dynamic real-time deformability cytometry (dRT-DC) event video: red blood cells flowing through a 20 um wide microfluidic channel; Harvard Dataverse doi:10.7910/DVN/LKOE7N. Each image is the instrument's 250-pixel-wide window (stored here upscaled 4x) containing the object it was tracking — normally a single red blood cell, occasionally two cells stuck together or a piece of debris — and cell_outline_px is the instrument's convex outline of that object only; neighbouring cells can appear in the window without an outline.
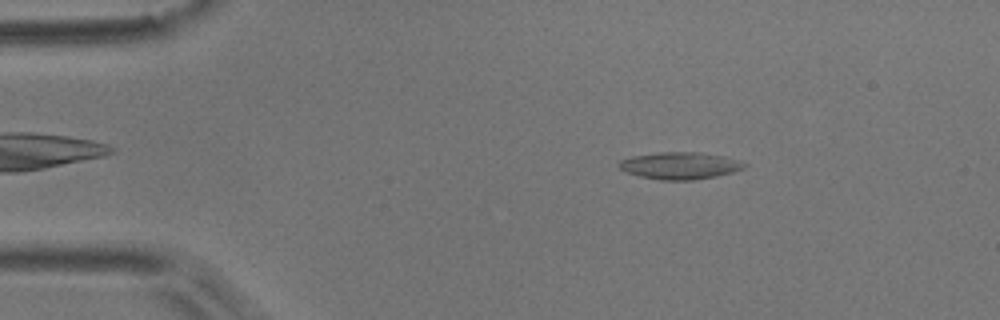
{"species": "common noctule bat (a hibernating species)", "species_latin": "Nyctalus noctula", "temperature_condition": "room temperature", "stored_images_in_passage": 51, "camera_frame_rate_fps": 3000, "um_per_image_px": 0.085, "animal": {"sex": "male", "body_mass_g": 17.9}, "frame": {"image": 1, "passage_image": 7, "time_ms": 2.0, "image_size_px": [1000, 320], "cell_outline_px": [[748, 164], [744, 168], [732, 172], [716, 176], [692, 180], [660, 180], [640, 176], [628, 172], [620, 168], [616, 164], [620, 160], [632, 156], [656, 152], [696, 152], [724, 156], [740, 160]], "centroid_in_image_um": [57.8, 14.07], "position_along_channel_um": 27.2, "area_um2": 19.77}}
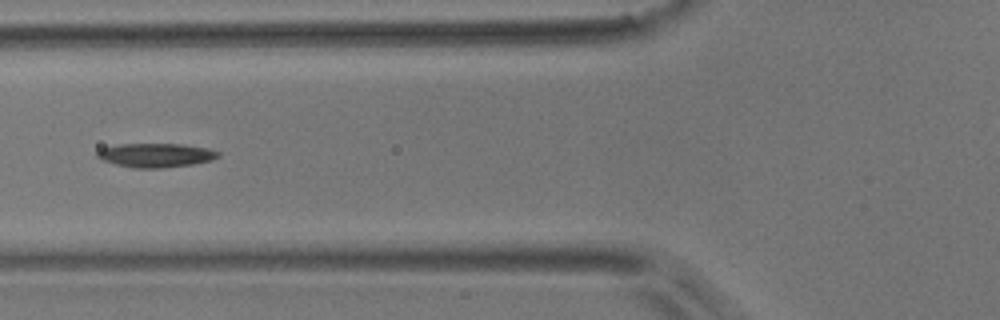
{"frame": {"image": 2, "passage_image": 18, "time_ms": 5.667, "image_size_px": [1000, 320], "cell_outline_px": [[220, 156], [212, 160], [192, 164], [164, 168], [132, 168], [100, 160], [96, 156], [96, 152], [100, 148], [120, 144], [180, 144], [208, 148], [220, 152]], "centroid_in_image_um": [13.22, 13.19], "position_along_channel_um": 112.6, "area_um2": 17.05}}
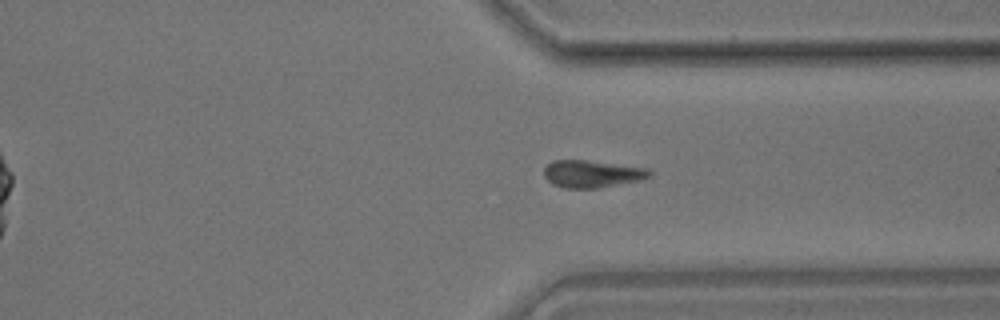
{"frame": {"image": 3, "passage_image": 38, "time_ms": 12.333, "image_size_px": [1000, 320], "cell_outline_px": [[652, 176], [640, 180], [600, 188], [564, 188], [552, 184], [544, 176], [544, 168], [552, 160], [584, 160], [648, 168], [652, 172]], "centroid_in_image_um": [50.32, 14.78], "position_along_channel_um": 361.1, "area_um2": 16.82}, "authors_computed_cell_mechanics": {"area_um2": 17.2822, "velocity_mm_per_s": 3.7328, "shape_relaxation_time_tau1_ms": 5.3929, "shape_relaxation_time_tau2_ms": null, "deformation_change_tau1": 0.1392, "deformation_change_tau2": null}}